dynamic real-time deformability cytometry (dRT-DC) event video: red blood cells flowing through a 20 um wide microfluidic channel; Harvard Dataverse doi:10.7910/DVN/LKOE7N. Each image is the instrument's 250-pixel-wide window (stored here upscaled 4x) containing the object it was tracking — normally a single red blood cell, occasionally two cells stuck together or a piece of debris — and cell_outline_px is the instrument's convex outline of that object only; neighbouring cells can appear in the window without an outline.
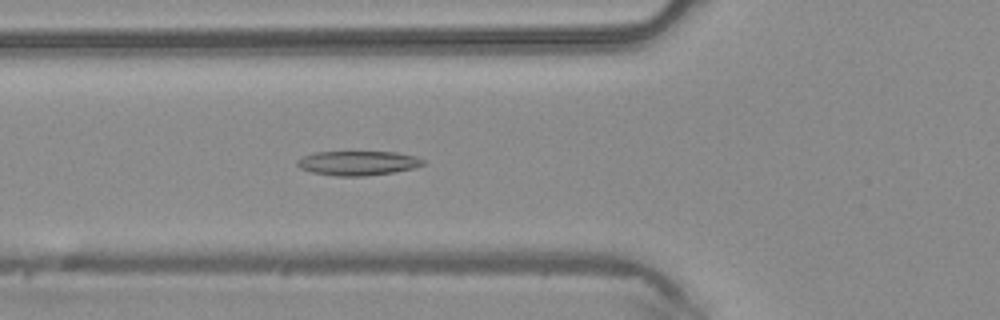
{"species": "common noctule bat (a hibernating species)", "species_latin": "Nyctalus noctula", "temperature_condition": "warm", "stored_images_in_passage": 47, "camera_frame_rate_fps": 3000, "um_per_image_px": 0.085, "animal": {"sex": "male", "body_mass_g": 20.4}, "frame": {"image": 1, "passage_image": 17, "time_ms": 5.333, "image_size_px": [1000, 320], "cell_outline_px": [[424, 164], [416, 168], [392, 172], [364, 176], [336, 176], [312, 172], [300, 168], [296, 164], [296, 160], [304, 156], [316, 152], [396, 152], [416, 156], [424, 160]], "centroid_in_image_um": [30.43, 13.86], "position_along_channel_um": 95.4, "area_um2": 17.86}}
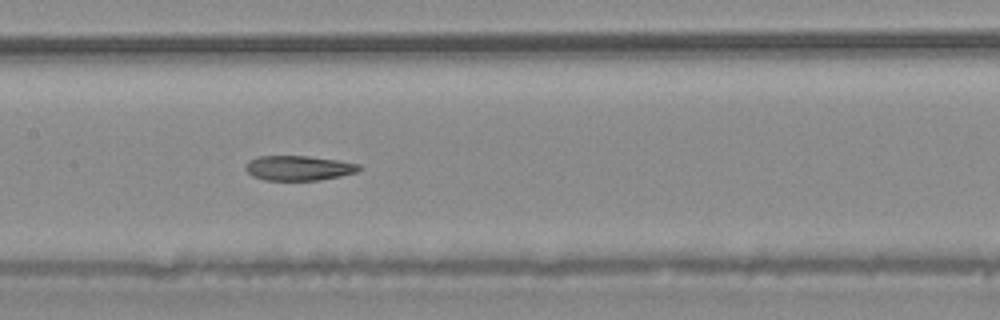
{"frame": {"image": 2, "passage_image": 23, "time_ms": 7.333, "image_size_px": [1000, 320], "cell_outline_px": [[364, 168], [356, 172], [340, 176], [320, 180], [264, 180], [252, 176], [244, 168], [244, 164], [248, 160], [260, 156], [308, 156], [336, 160], [360, 164]], "centroid_in_image_um": [25.37, 14.28], "position_along_channel_um": 182.0, "area_um2": 16.53}}
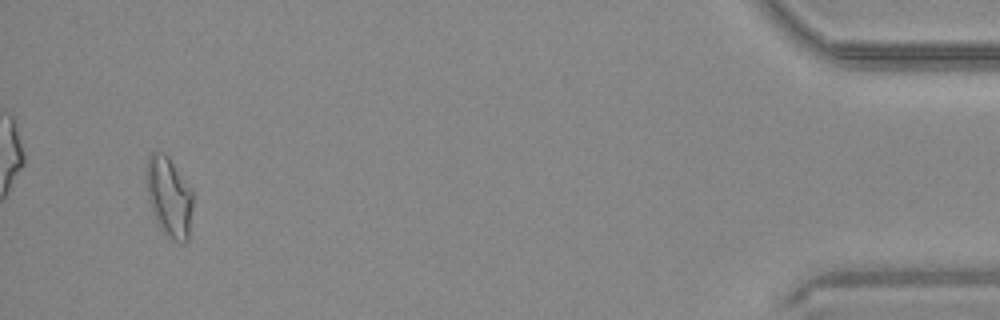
{"frame": {"image": 3, "passage_image": 45, "time_ms": 14.667, "image_size_px": [1000, 320], "cell_outline_px": [[192, 208], [188, 240], [184, 244], [180, 244], [168, 236], [160, 228], [152, 212], [148, 200], [144, 176], [148, 156], [152, 152], [164, 152], [168, 156], [192, 188]], "centroid_in_image_um": [14.35, 16.71], "position_along_channel_um": 420.9, "area_um2": 22.14}}